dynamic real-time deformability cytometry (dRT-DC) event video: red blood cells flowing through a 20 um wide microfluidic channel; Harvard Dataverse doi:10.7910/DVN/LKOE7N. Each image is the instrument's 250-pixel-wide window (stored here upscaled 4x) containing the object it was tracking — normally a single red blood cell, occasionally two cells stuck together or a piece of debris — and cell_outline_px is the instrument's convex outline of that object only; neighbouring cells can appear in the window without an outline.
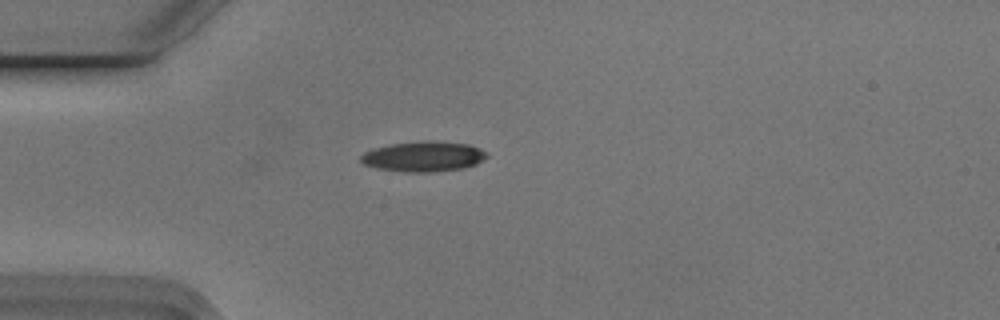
{"species": "Egyptian fruit bat (a non-hibernating species)", "species_latin": "Rousettus aegyptiacus", "temperature_condition": "cold", "stored_images_in_passage": 4, "camera_frame_rate_fps": 3000, "um_per_image_px": 0.085, "animal": {"sex": "male"}, "frame": {"image": 1, "passage_image": 4, "time_ms": 1.0, "image_size_px": [1000, 320], "cell_outline_px": [[488, 156], [476, 164], [464, 168], [432, 172], [408, 172], [376, 168], [364, 164], [360, 160], [360, 156], [364, 152], [372, 148], [388, 144], [420, 140], [436, 140], [468, 144], [480, 148], [488, 152]], "centroid_in_image_um": [36.0, 13.28], "position_along_channel_um": 49.0, "area_um2": 22.6}}